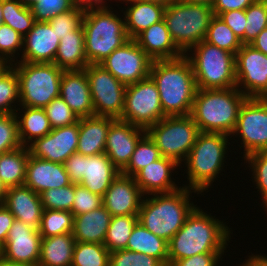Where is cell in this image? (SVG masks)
Instances as JSON below:
<instances>
[{"label":"cell","instance_id":"1","mask_svg":"<svg viewBox=\"0 0 267 266\" xmlns=\"http://www.w3.org/2000/svg\"><path fill=\"white\" fill-rule=\"evenodd\" d=\"M230 233L223 221L195 207L168 242V266L196 254L224 253Z\"/></svg>","mask_w":267,"mask_h":266},{"label":"cell","instance_id":"2","mask_svg":"<svg viewBox=\"0 0 267 266\" xmlns=\"http://www.w3.org/2000/svg\"><path fill=\"white\" fill-rule=\"evenodd\" d=\"M149 76L157 85L166 116L190 115L197 87L185 54L176 59L154 60Z\"/></svg>","mask_w":267,"mask_h":266},{"label":"cell","instance_id":"3","mask_svg":"<svg viewBox=\"0 0 267 266\" xmlns=\"http://www.w3.org/2000/svg\"><path fill=\"white\" fill-rule=\"evenodd\" d=\"M247 97L237 88L197 89L190 116L200 132L231 136Z\"/></svg>","mask_w":267,"mask_h":266},{"label":"cell","instance_id":"4","mask_svg":"<svg viewBox=\"0 0 267 266\" xmlns=\"http://www.w3.org/2000/svg\"><path fill=\"white\" fill-rule=\"evenodd\" d=\"M191 190L193 189L182 187L170 193L152 194V198L143 197L138 222L151 233L169 242L196 207L190 203L189 195L197 191Z\"/></svg>","mask_w":267,"mask_h":266},{"label":"cell","instance_id":"5","mask_svg":"<svg viewBox=\"0 0 267 266\" xmlns=\"http://www.w3.org/2000/svg\"><path fill=\"white\" fill-rule=\"evenodd\" d=\"M108 8L109 6L85 8L82 27L85 55L89 64H100L129 40L125 19L119 18Z\"/></svg>","mask_w":267,"mask_h":266},{"label":"cell","instance_id":"6","mask_svg":"<svg viewBox=\"0 0 267 266\" xmlns=\"http://www.w3.org/2000/svg\"><path fill=\"white\" fill-rule=\"evenodd\" d=\"M228 137L223 133L199 132L184 162L189 181V186L184 187L197 191V194L208 190L225 165Z\"/></svg>","mask_w":267,"mask_h":266},{"label":"cell","instance_id":"7","mask_svg":"<svg viewBox=\"0 0 267 266\" xmlns=\"http://www.w3.org/2000/svg\"><path fill=\"white\" fill-rule=\"evenodd\" d=\"M212 7L198 3L174 1L165 7L163 20L175 45L184 53L205 39Z\"/></svg>","mask_w":267,"mask_h":266},{"label":"cell","instance_id":"8","mask_svg":"<svg viewBox=\"0 0 267 266\" xmlns=\"http://www.w3.org/2000/svg\"><path fill=\"white\" fill-rule=\"evenodd\" d=\"M189 59L197 89H230L236 87L235 54L211 45L206 41L194 45L189 50Z\"/></svg>","mask_w":267,"mask_h":266},{"label":"cell","instance_id":"9","mask_svg":"<svg viewBox=\"0 0 267 266\" xmlns=\"http://www.w3.org/2000/svg\"><path fill=\"white\" fill-rule=\"evenodd\" d=\"M11 66L17 73L21 106L45 108L59 97L60 81L65 70L56 64L19 61Z\"/></svg>","mask_w":267,"mask_h":266},{"label":"cell","instance_id":"10","mask_svg":"<svg viewBox=\"0 0 267 266\" xmlns=\"http://www.w3.org/2000/svg\"><path fill=\"white\" fill-rule=\"evenodd\" d=\"M199 132L190 115L166 116L146 130L162 157L173 159L179 165L187 158Z\"/></svg>","mask_w":267,"mask_h":266},{"label":"cell","instance_id":"11","mask_svg":"<svg viewBox=\"0 0 267 266\" xmlns=\"http://www.w3.org/2000/svg\"><path fill=\"white\" fill-rule=\"evenodd\" d=\"M165 117L157 85L150 76L127 85L120 120L147 130Z\"/></svg>","mask_w":267,"mask_h":266},{"label":"cell","instance_id":"12","mask_svg":"<svg viewBox=\"0 0 267 266\" xmlns=\"http://www.w3.org/2000/svg\"><path fill=\"white\" fill-rule=\"evenodd\" d=\"M84 71L89 81L94 116L120 119L127 85L100 64H89Z\"/></svg>","mask_w":267,"mask_h":266},{"label":"cell","instance_id":"13","mask_svg":"<svg viewBox=\"0 0 267 266\" xmlns=\"http://www.w3.org/2000/svg\"><path fill=\"white\" fill-rule=\"evenodd\" d=\"M232 134H240L245 149L244 157L254 152L267 151L266 98H247L244 101Z\"/></svg>","mask_w":267,"mask_h":266},{"label":"cell","instance_id":"14","mask_svg":"<svg viewBox=\"0 0 267 266\" xmlns=\"http://www.w3.org/2000/svg\"><path fill=\"white\" fill-rule=\"evenodd\" d=\"M235 76L236 87L247 98L267 97V55L252 45L242 44L235 54Z\"/></svg>","mask_w":267,"mask_h":266},{"label":"cell","instance_id":"15","mask_svg":"<svg viewBox=\"0 0 267 266\" xmlns=\"http://www.w3.org/2000/svg\"><path fill=\"white\" fill-rule=\"evenodd\" d=\"M153 60L136 43L129 39L114 50L100 65L125 85L137 83L149 77Z\"/></svg>","mask_w":267,"mask_h":266},{"label":"cell","instance_id":"16","mask_svg":"<svg viewBox=\"0 0 267 266\" xmlns=\"http://www.w3.org/2000/svg\"><path fill=\"white\" fill-rule=\"evenodd\" d=\"M42 236L39 230L14 220L6 241L2 245L1 256L11 262L37 266L40 258Z\"/></svg>","mask_w":267,"mask_h":266},{"label":"cell","instance_id":"17","mask_svg":"<svg viewBox=\"0 0 267 266\" xmlns=\"http://www.w3.org/2000/svg\"><path fill=\"white\" fill-rule=\"evenodd\" d=\"M78 137L79 121L52 129L42 138L33 140L27 148L31 156L63 164L70 155L77 153Z\"/></svg>","mask_w":267,"mask_h":266},{"label":"cell","instance_id":"18","mask_svg":"<svg viewBox=\"0 0 267 266\" xmlns=\"http://www.w3.org/2000/svg\"><path fill=\"white\" fill-rule=\"evenodd\" d=\"M146 130L129 122L115 119L109 127L104 153L113 165L122 172Z\"/></svg>","mask_w":267,"mask_h":266},{"label":"cell","instance_id":"19","mask_svg":"<svg viewBox=\"0 0 267 266\" xmlns=\"http://www.w3.org/2000/svg\"><path fill=\"white\" fill-rule=\"evenodd\" d=\"M144 197L134 177L121 172L102 197L103 206L111 216L138 215Z\"/></svg>","mask_w":267,"mask_h":266},{"label":"cell","instance_id":"20","mask_svg":"<svg viewBox=\"0 0 267 266\" xmlns=\"http://www.w3.org/2000/svg\"><path fill=\"white\" fill-rule=\"evenodd\" d=\"M60 38L48 22H35L23 37V53L20 62L54 63Z\"/></svg>","mask_w":267,"mask_h":266},{"label":"cell","instance_id":"21","mask_svg":"<svg viewBox=\"0 0 267 266\" xmlns=\"http://www.w3.org/2000/svg\"><path fill=\"white\" fill-rule=\"evenodd\" d=\"M59 96L79 118L94 116L89 81L84 70L63 72Z\"/></svg>","mask_w":267,"mask_h":266},{"label":"cell","instance_id":"22","mask_svg":"<svg viewBox=\"0 0 267 266\" xmlns=\"http://www.w3.org/2000/svg\"><path fill=\"white\" fill-rule=\"evenodd\" d=\"M72 184L62 163L47 161L29 155L24 184L39 195L51 188Z\"/></svg>","mask_w":267,"mask_h":266},{"label":"cell","instance_id":"23","mask_svg":"<svg viewBox=\"0 0 267 266\" xmlns=\"http://www.w3.org/2000/svg\"><path fill=\"white\" fill-rule=\"evenodd\" d=\"M3 205L16 220L39 230L44 209L40 195L31 188L25 185L9 187Z\"/></svg>","mask_w":267,"mask_h":266},{"label":"cell","instance_id":"24","mask_svg":"<svg viewBox=\"0 0 267 266\" xmlns=\"http://www.w3.org/2000/svg\"><path fill=\"white\" fill-rule=\"evenodd\" d=\"M179 164L170 158L161 157L149 163L133 177L143 195L170 193L180 189L171 179V171Z\"/></svg>","mask_w":267,"mask_h":266},{"label":"cell","instance_id":"25","mask_svg":"<svg viewBox=\"0 0 267 266\" xmlns=\"http://www.w3.org/2000/svg\"><path fill=\"white\" fill-rule=\"evenodd\" d=\"M134 40L153 61L176 59L184 55L173 42L164 20L152 24Z\"/></svg>","mask_w":267,"mask_h":266},{"label":"cell","instance_id":"26","mask_svg":"<svg viewBox=\"0 0 267 266\" xmlns=\"http://www.w3.org/2000/svg\"><path fill=\"white\" fill-rule=\"evenodd\" d=\"M112 117L91 116L79 119V137L77 153L95 156L104 153L107 133Z\"/></svg>","mask_w":267,"mask_h":266},{"label":"cell","instance_id":"27","mask_svg":"<svg viewBox=\"0 0 267 266\" xmlns=\"http://www.w3.org/2000/svg\"><path fill=\"white\" fill-rule=\"evenodd\" d=\"M119 173L105 153L95 156L84 155L83 178L79 184L103 197Z\"/></svg>","mask_w":267,"mask_h":266},{"label":"cell","instance_id":"28","mask_svg":"<svg viewBox=\"0 0 267 266\" xmlns=\"http://www.w3.org/2000/svg\"><path fill=\"white\" fill-rule=\"evenodd\" d=\"M111 218L103 205L91 212L74 216L72 235L75 241L104 244Z\"/></svg>","mask_w":267,"mask_h":266},{"label":"cell","instance_id":"29","mask_svg":"<svg viewBox=\"0 0 267 266\" xmlns=\"http://www.w3.org/2000/svg\"><path fill=\"white\" fill-rule=\"evenodd\" d=\"M132 4L124 12L125 29L129 39H134L152 24L163 20L165 5L150 2L123 1Z\"/></svg>","mask_w":267,"mask_h":266},{"label":"cell","instance_id":"30","mask_svg":"<svg viewBox=\"0 0 267 266\" xmlns=\"http://www.w3.org/2000/svg\"><path fill=\"white\" fill-rule=\"evenodd\" d=\"M54 64L65 71L84 70L89 65L85 55L82 26L60 39Z\"/></svg>","mask_w":267,"mask_h":266},{"label":"cell","instance_id":"31","mask_svg":"<svg viewBox=\"0 0 267 266\" xmlns=\"http://www.w3.org/2000/svg\"><path fill=\"white\" fill-rule=\"evenodd\" d=\"M75 243L72 233L42 238L37 266H71Z\"/></svg>","mask_w":267,"mask_h":266},{"label":"cell","instance_id":"32","mask_svg":"<svg viewBox=\"0 0 267 266\" xmlns=\"http://www.w3.org/2000/svg\"><path fill=\"white\" fill-rule=\"evenodd\" d=\"M20 107L24 109L23 114L20 115L22 118L18 116V112L15 113L18 123V135L22 146L27 147L30 142L32 143L33 139L42 138L50 133L52 127L44 108Z\"/></svg>","mask_w":267,"mask_h":266},{"label":"cell","instance_id":"33","mask_svg":"<svg viewBox=\"0 0 267 266\" xmlns=\"http://www.w3.org/2000/svg\"><path fill=\"white\" fill-rule=\"evenodd\" d=\"M126 249L153 256L168 266V242L148 231L139 222L131 232Z\"/></svg>","mask_w":267,"mask_h":266},{"label":"cell","instance_id":"34","mask_svg":"<svg viewBox=\"0 0 267 266\" xmlns=\"http://www.w3.org/2000/svg\"><path fill=\"white\" fill-rule=\"evenodd\" d=\"M29 155L25 146L0 154V179L7 188L24 184Z\"/></svg>","mask_w":267,"mask_h":266},{"label":"cell","instance_id":"35","mask_svg":"<svg viewBox=\"0 0 267 266\" xmlns=\"http://www.w3.org/2000/svg\"><path fill=\"white\" fill-rule=\"evenodd\" d=\"M2 16L3 24L12 27L23 37L36 22L26 0H2Z\"/></svg>","mask_w":267,"mask_h":266},{"label":"cell","instance_id":"36","mask_svg":"<svg viewBox=\"0 0 267 266\" xmlns=\"http://www.w3.org/2000/svg\"><path fill=\"white\" fill-rule=\"evenodd\" d=\"M138 215L113 216L106 232L104 246L109 252L126 249Z\"/></svg>","mask_w":267,"mask_h":266},{"label":"cell","instance_id":"37","mask_svg":"<svg viewBox=\"0 0 267 266\" xmlns=\"http://www.w3.org/2000/svg\"><path fill=\"white\" fill-rule=\"evenodd\" d=\"M204 41L233 54L242 46L240 39L219 16L211 19Z\"/></svg>","mask_w":267,"mask_h":266},{"label":"cell","instance_id":"38","mask_svg":"<svg viewBox=\"0 0 267 266\" xmlns=\"http://www.w3.org/2000/svg\"><path fill=\"white\" fill-rule=\"evenodd\" d=\"M161 157L160 150L146 133L137 143L127 167L121 173L133 177L142 168Z\"/></svg>","mask_w":267,"mask_h":266},{"label":"cell","instance_id":"39","mask_svg":"<svg viewBox=\"0 0 267 266\" xmlns=\"http://www.w3.org/2000/svg\"><path fill=\"white\" fill-rule=\"evenodd\" d=\"M109 257L103 244L76 242L71 266H109Z\"/></svg>","mask_w":267,"mask_h":266},{"label":"cell","instance_id":"40","mask_svg":"<svg viewBox=\"0 0 267 266\" xmlns=\"http://www.w3.org/2000/svg\"><path fill=\"white\" fill-rule=\"evenodd\" d=\"M74 215L71 211L43 210L39 232L42 238L72 233Z\"/></svg>","mask_w":267,"mask_h":266},{"label":"cell","instance_id":"41","mask_svg":"<svg viewBox=\"0 0 267 266\" xmlns=\"http://www.w3.org/2000/svg\"><path fill=\"white\" fill-rule=\"evenodd\" d=\"M15 101L20 104L19 81L15 69L10 66L0 76V114H15L19 111L12 109Z\"/></svg>","mask_w":267,"mask_h":266},{"label":"cell","instance_id":"42","mask_svg":"<svg viewBox=\"0 0 267 266\" xmlns=\"http://www.w3.org/2000/svg\"><path fill=\"white\" fill-rule=\"evenodd\" d=\"M246 25L242 44H250L267 27V9L260 0L245 9Z\"/></svg>","mask_w":267,"mask_h":266},{"label":"cell","instance_id":"43","mask_svg":"<svg viewBox=\"0 0 267 266\" xmlns=\"http://www.w3.org/2000/svg\"><path fill=\"white\" fill-rule=\"evenodd\" d=\"M26 3L31 7L36 22H48L76 6L74 0H26Z\"/></svg>","mask_w":267,"mask_h":266},{"label":"cell","instance_id":"44","mask_svg":"<svg viewBox=\"0 0 267 266\" xmlns=\"http://www.w3.org/2000/svg\"><path fill=\"white\" fill-rule=\"evenodd\" d=\"M43 209L71 211L74 202V183L51 188L40 194Z\"/></svg>","mask_w":267,"mask_h":266},{"label":"cell","instance_id":"45","mask_svg":"<svg viewBox=\"0 0 267 266\" xmlns=\"http://www.w3.org/2000/svg\"><path fill=\"white\" fill-rule=\"evenodd\" d=\"M85 8L76 5L67 12L57 14L52 17L48 23L55 30L57 36L61 39L70 32L79 29L82 26Z\"/></svg>","mask_w":267,"mask_h":266},{"label":"cell","instance_id":"46","mask_svg":"<svg viewBox=\"0 0 267 266\" xmlns=\"http://www.w3.org/2000/svg\"><path fill=\"white\" fill-rule=\"evenodd\" d=\"M44 110L52 129L74 124L80 119L60 96L53 99Z\"/></svg>","mask_w":267,"mask_h":266},{"label":"cell","instance_id":"47","mask_svg":"<svg viewBox=\"0 0 267 266\" xmlns=\"http://www.w3.org/2000/svg\"><path fill=\"white\" fill-rule=\"evenodd\" d=\"M21 146L16 114H0V154Z\"/></svg>","mask_w":267,"mask_h":266},{"label":"cell","instance_id":"48","mask_svg":"<svg viewBox=\"0 0 267 266\" xmlns=\"http://www.w3.org/2000/svg\"><path fill=\"white\" fill-rule=\"evenodd\" d=\"M109 266H165L153 256L128 249L110 252Z\"/></svg>","mask_w":267,"mask_h":266},{"label":"cell","instance_id":"49","mask_svg":"<svg viewBox=\"0 0 267 266\" xmlns=\"http://www.w3.org/2000/svg\"><path fill=\"white\" fill-rule=\"evenodd\" d=\"M23 48V36L12 27L2 24L0 26V61L10 64L16 59L15 53ZM13 57V58H11Z\"/></svg>","mask_w":267,"mask_h":266},{"label":"cell","instance_id":"50","mask_svg":"<svg viewBox=\"0 0 267 266\" xmlns=\"http://www.w3.org/2000/svg\"><path fill=\"white\" fill-rule=\"evenodd\" d=\"M248 161L250 169L253 171V179L256 188L260 190L261 200L264 203L267 200V151H258L244 157Z\"/></svg>","mask_w":267,"mask_h":266},{"label":"cell","instance_id":"51","mask_svg":"<svg viewBox=\"0 0 267 266\" xmlns=\"http://www.w3.org/2000/svg\"><path fill=\"white\" fill-rule=\"evenodd\" d=\"M103 205L102 197L74 183V202L71 213L74 216L91 212Z\"/></svg>","mask_w":267,"mask_h":266},{"label":"cell","instance_id":"52","mask_svg":"<svg viewBox=\"0 0 267 266\" xmlns=\"http://www.w3.org/2000/svg\"><path fill=\"white\" fill-rule=\"evenodd\" d=\"M219 17L233 30L234 34L240 40L244 37L246 25L245 10H231L222 12Z\"/></svg>","mask_w":267,"mask_h":266},{"label":"cell","instance_id":"53","mask_svg":"<svg viewBox=\"0 0 267 266\" xmlns=\"http://www.w3.org/2000/svg\"><path fill=\"white\" fill-rule=\"evenodd\" d=\"M224 253L196 254L189 258L176 260L170 266H218L220 258ZM219 261V262H218Z\"/></svg>","mask_w":267,"mask_h":266},{"label":"cell","instance_id":"54","mask_svg":"<svg viewBox=\"0 0 267 266\" xmlns=\"http://www.w3.org/2000/svg\"><path fill=\"white\" fill-rule=\"evenodd\" d=\"M70 181L79 184L83 178L84 155L74 153L63 163Z\"/></svg>","mask_w":267,"mask_h":266},{"label":"cell","instance_id":"55","mask_svg":"<svg viewBox=\"0 0 267 266\" xmlns=\"http://www.w3.org/2000/svg\"><path fill=\"white\" fill-rule=\"evenodd\" d=\"M256 0H215L212 9L215 16L231 10H245Z\"/></svg>","mask_w":267,"mask_h":266},{"label":"cell","instance_id":"56","mask_svg":"<svg viewBox=\"0 0 267 266\" xmlns=\"http://www.w3.org/2000/svg\"><path fill=\"white\" fill-rule=\"evenodd\" d=\"M15 220L13 214L0 204V245L2 246L7 239L9 230Z\"/></svg>","mask_w":267,"mask_h":266},{"label":"cell","instance_id":"57","mask_svg":"<svg viewBox=\"0 0 267 266\" xmlns=\"http://www.w3.org/2000/svg\"><path fill=\"white\" fill-rule=\"evenodd\" d=\"M250 45L267 55V27L259 33Z\"/></svg>","mask_w":267,"mask_h":266},{"label":"cell","instance_id":"58","mask_svg":"<svg viewBox=\"0 0 267 266\" xmlns=\"http://www.w3.org/2000/svg\"><path fill=\"white\" fill-rule=\"evenodd\" d=\"M244 266H267V256L253 255L246 260Z\"/></svg>","mask_w":267,"mask_h":266},{"label":"cell","instance_id":"59","mask_svg":"<svg viewBox=\"0 0 267 266\" xmlns=\"http://www.w3.org/2000/svg\"><path fill=\"white\" fill-rule=\"evenodd\" d=\"M104 1L105 0H74L76 5L82 6L83 8L106 7Z\"/></svg>","mask_w":267,"mask_h":266},{"label":"cell","instance_id":"60","mask_svg":"<svg viewBox=\"0 0 267 266\" xmlns=\"http://www.w3.org/2000/svg\"><path fill=\"white\" fill-rule=\"evenodd\" d=\"M122 1V0H119ZM123 1H137V2H150V3H159L162 5H169L170 3L177 1V0H123Z\"/></svg>","mask_w":267,"mask_h":266},{"label":"cell","instance_id":"61","mask_svg":"<svg viewBox=\"0 0 267 266\" xmlns=\"http://www.w3.org/2000/svg\"><path fill=\"white\" fill-rule=\"evenodd\" d=\"M7 190H8L7 186L0 179V204H3L4 203Z\"/></svg>","mask_w":267,"mask_h":266},{"label":"cell","instance_id":"62","mask_svg":"<svg viewBox=\"0 0 267 266\" xmlns=\"http://www.w3.org/2000/svg\"><path fill=\"white\" fill-rule=\"evenodd\" d=\"M187 3H198V4H204L212 7L214 4L215 0H181Z\"/></svg>","mask_w":267,"mask_h":266},{"label":"cell","instance_id":"63","mask_svg":"<svg viewBox=\"0 0 267 266\" xmlns=\"http://www.w3.org/2000/svg\"><path fill=\"white\" fill-rule=\"evenodd\" d=\"M0 266H29L24 264H18L16 262H11L6 259H4L2 256H0Z\"/></svg>","mask_w":267,"mask_h":266},{"label":"cell","instance_id":"64","mask_svg":"<svg viewBox=\"0 0 267 266\" xmlns=\"http://www.w3.org/2000/svg\"><path fill=\"white\" fill-rule=\"evenodd\" d=\"M11 66L10 63L0 61V76Z\"/></svg>","mask_w":267,"mask_h":266},{"label":"cell","instance_id":"65","mask_svg":"<svg viewBox=\"0 0 267 266\" xmlns=\"http://www.w3.org/2000/svg\"><path fill=\"white\" fill-rule=\"evenodd\" d=\"M3 24V16H2V0H0V26Z\"/></svg>","mask_w":267,"mask_h":266},{"label":"cell","instance_id":"66","mask_svg":"<svg viewBox=\"0 0 267 266\" xmlns=\"http://www.w3.org/2000/svg\"><path fill=\"white\" fill-rule=\"evenodd\" d=\"M264 7L267 9V0H260Z\"/></svg>","mask_w":267,"mask_h":266},{"label":"cell","instance_id":"67","mask_svg":"<svg viewBox=\"0 0 267 266\" xmlns=\"http://www.w3.org/2000/svg\"><path fill=\"white\" fill-rule=\"evenodd\" d=\"M1 254H2V246L0 245V256H1Z\"/></svg>","mask_w":267,"mask_h":266},{"label":"cell","instance_id":"68","mask_svg":"<svg viewBox=\"0 0 267 266\" xmlns=\"http://www.w3.org/2000/svg\"><path fill=\"white\" fill-rule=\"evenodd\" d=\"M264 206L267 208V200L264 202Z\"/></svg>","mask_w":267,"mask_h":266}]
</instances>
